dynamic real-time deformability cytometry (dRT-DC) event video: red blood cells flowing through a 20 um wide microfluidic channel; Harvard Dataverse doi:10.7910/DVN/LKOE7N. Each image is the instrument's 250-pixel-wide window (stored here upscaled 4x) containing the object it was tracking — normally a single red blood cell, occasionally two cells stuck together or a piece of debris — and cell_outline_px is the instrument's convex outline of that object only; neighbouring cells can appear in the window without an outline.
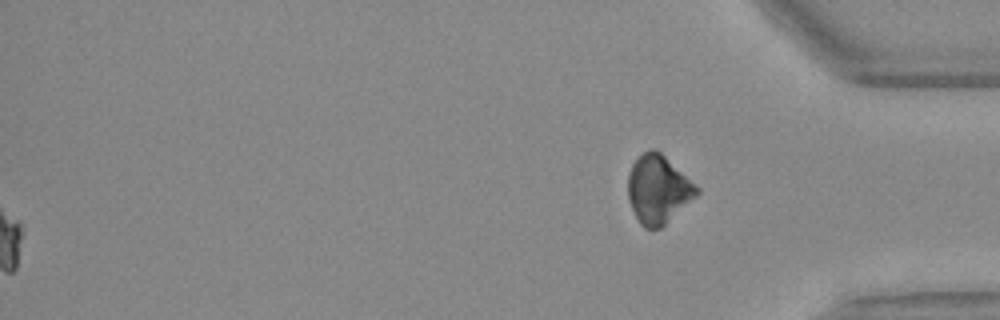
{"species": "Egyptian fruit bat (a non-hibernating species)", "species_latin": "Rousettus aegyptiacus", "temperature_condition": "warm", "stored_images_in_passage": 55, "segment_of_instrument_passage": [2, 2], "camera_frame_rate_fps": 3000, "um_per_image_px": 0.085, "animal": {"sex": "female"}, "frame": {"image": 1, "passage_image": 55, "time_ms": 18.0, "image_size_px": [1000, 320], "cell_outline_px": [[700, 192], [696, 196], [660, 228], [644, 228], [640, 224], [632, 208], [628, 196], [628, 176], [632, 164], [648, 148], [656, 148], [700, 188]], "centroid_in_image_um": [55.94, 16.07], "position_along_channel_um": 379.3, "area_um2": 27.05}}